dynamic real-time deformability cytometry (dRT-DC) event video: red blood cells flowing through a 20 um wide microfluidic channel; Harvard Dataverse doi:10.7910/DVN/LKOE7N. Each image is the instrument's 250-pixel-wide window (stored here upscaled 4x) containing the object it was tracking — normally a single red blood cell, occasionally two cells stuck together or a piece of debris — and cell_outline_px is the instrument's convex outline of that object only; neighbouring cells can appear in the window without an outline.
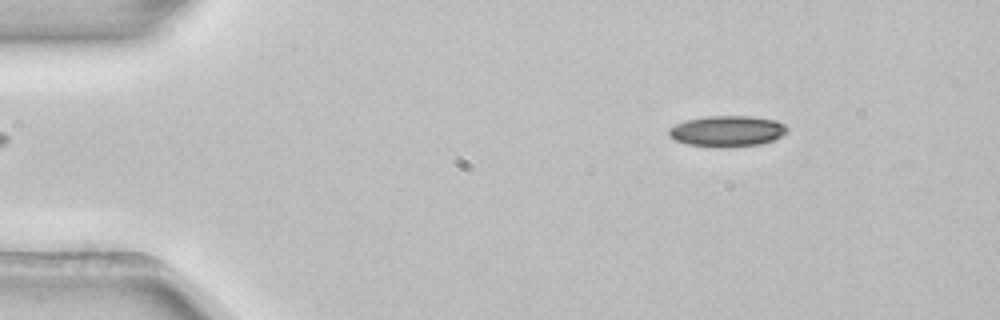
{"species": "common noctule bat (a hibernating species)", "species_latin": "Nyctalus noctula", "temperature_condition": "room temperature", "stored_images_in_passage": 46, "camera_frame_rate_fps": 3000, "um_per_image_px": 0.085, "animal": {"sex": "female", "body_mass_g": 22.7, "forearm_length_mm": 54.2}, "frame": {"image": 1, "passage_image": 1, "time_ms": 0.0, "image_size_px": [1000, 320], "cell_outline_px": [[788, 132], [772, 140], [760, 144], [688, 144], [676, 140], [668, 136], [668, 128], [676, 124], [688, 120], [708, 116], [752, 116], [776, 120], [784, 124], [788, 128]], "centroid_in_image_um": [61.83, 11.08], "position_along_channel_um": 23.2, "area_um2": 20.29}}
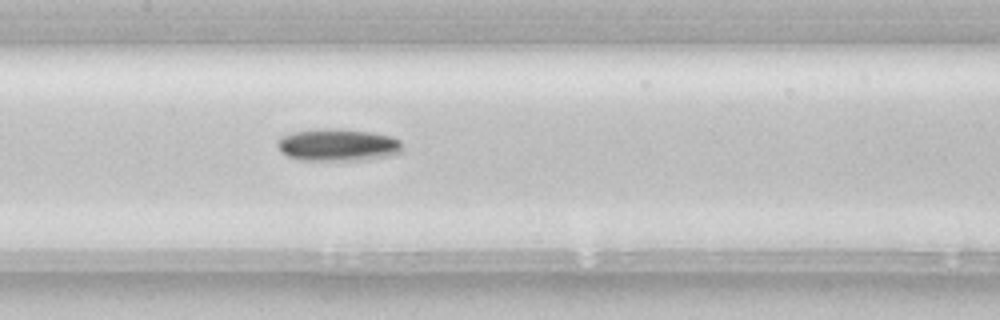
{"frame": {"image": 2, "passage_image": 19, "time_ms": 6.0, "image_size_px": [1000, 320], "cell_outline_px": [[400, 152], [388, 156], [368, 160], [300, 160], [288, 156], [280, 148], [280, 140], [284, 136], [292, 132], [316, 128], [336, 128], [368, 132], [388, 136], [400, 140]], "centroid_in_image_um": [28.73, 12.32], "position_along_channel_um": 178.7, "area_um2": 23.12}}
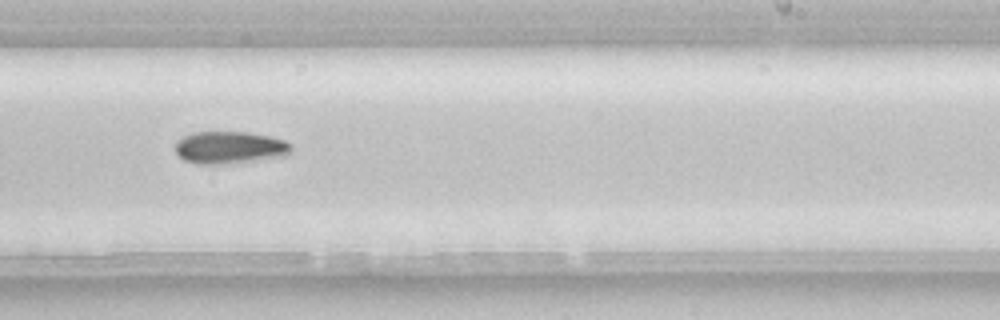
{"frame": {"image": 3, "passage_image": 26, "time_ms": 8.333, "image_size_px": [1000, 320], "cell_outline_px": [[292, 152], [288, 156], [220, 164], [196, 164], [184, 160], [176, 152], [176, 140], [192, 132], [248, 132], [268, 136], [284, 140], [292, 144]], "centroid_in_image_um": [19.54, 12.53], "position_along_channel_um": 269.5, "area_um2": 21.91}, "authors_computed_cell_mechanics": {"area_um2": 21.6172, "velocity_mm_per_s": 3.9093, "shape_relaxation_time_tau1_ms": 4.1638, "shape_relaxation_time_tau2_ms": null, "deformation_change_tau1": 0.0904, "deformation_change_tau2": null}}